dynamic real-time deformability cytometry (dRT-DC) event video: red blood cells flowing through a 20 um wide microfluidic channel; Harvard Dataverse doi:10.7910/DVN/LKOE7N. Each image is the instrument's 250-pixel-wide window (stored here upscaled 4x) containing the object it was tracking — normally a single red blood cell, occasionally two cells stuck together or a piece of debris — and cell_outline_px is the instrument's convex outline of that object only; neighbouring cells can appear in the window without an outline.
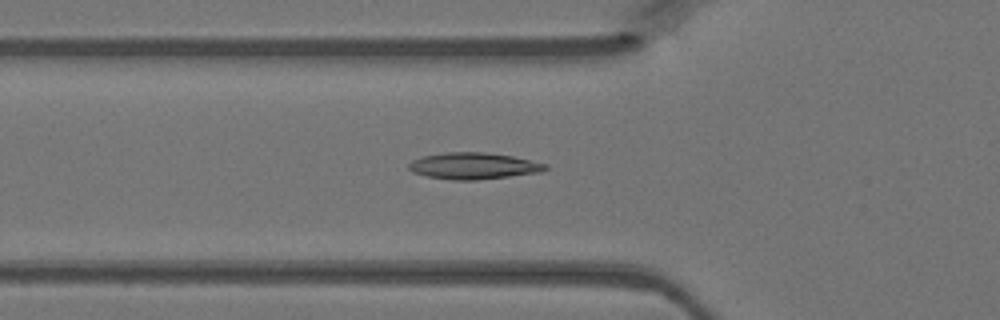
{"species": "Egyptian fruit bat (a non-hibernating species)", "species_latin": "Rousettus aegyptiacus", "temperature_condition": "warm", "stored_images_in_passage": 45, "camera_frame_rate_fps": 3000, "um_per_image_px": 0.085, "animal": {"sex": "female"}, "frame": {"image": 1, "passage_image": 15, "time_ms": 4.667, "image_size_px": [1000, 320], "cell_outline_px": [[548, 168], [540, 172], [476, 180], [452, 180], [428, 176], [412, 172], [408, 168], [408, 164], [412, 160], [424, 156], [448, 152], [484, 152], [512, 156], [548, 164]], "centroid_in_image_um": [40.24, 14.1], "position_along_channel_um": 85.6, "area_um2": 20.92}}
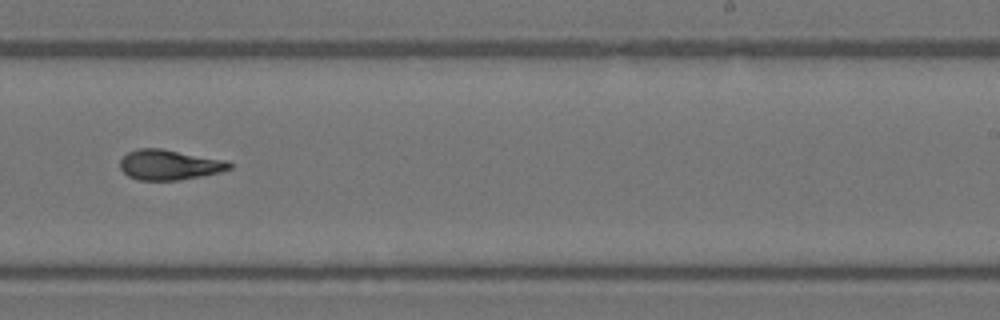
{"frame": {"image": 2, "passage_image": 28, "time_ms": 9.0, "image_size_px": [1000, 320], "cell_outline_px": [[232, 168], [220, 172], [180, 180], [140, 180], [128, 176], [120, 168], [120, 160], [128, 152], [140, 148], [160, 148], [228, 160], [232, 164]], "centroid_in_image_um": [14.41, 14.0], "position_along_channel_um": 274.6, "area_um2": 19.25}}
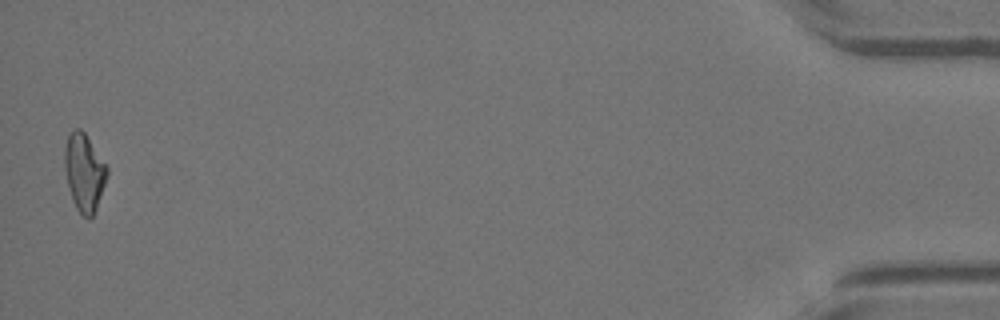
{"frame": {"image": 3, "passage_image": 45, "time_ms": 14.667, "image_size_px": [1000, 320], "cell_outline_px": [[108, 176], [96, 208], [92, 216], [88, 220], [76, 208], [72, 200], [64, 168], [64, 148], [68, 136], [76, 128], [80, 128], [84, 132], [108, 168]], "centroid_in_image_um": [7.15, 14.66], "position_along_channel_um": 428.0, "area_um2": 18.96}}